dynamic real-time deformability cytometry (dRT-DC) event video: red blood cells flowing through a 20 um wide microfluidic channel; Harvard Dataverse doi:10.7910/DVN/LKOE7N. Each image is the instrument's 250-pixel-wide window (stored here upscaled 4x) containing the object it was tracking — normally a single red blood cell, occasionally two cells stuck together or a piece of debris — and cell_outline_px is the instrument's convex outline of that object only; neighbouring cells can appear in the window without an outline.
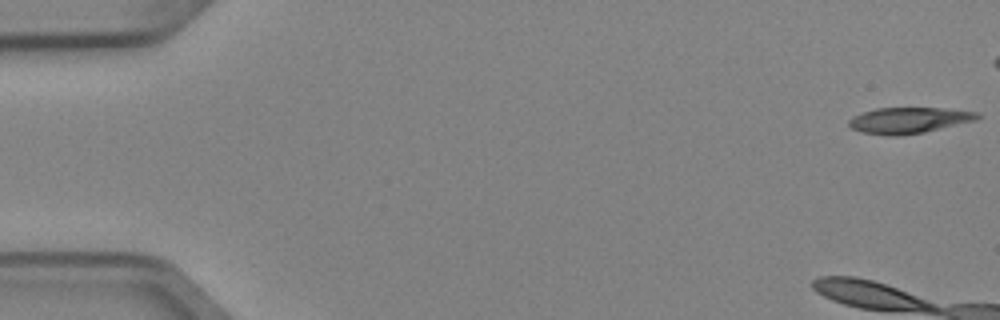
{"species": "Egyptian fruit bat (a non-hibernating species)", "species_latin": "Rousettus aegyptiacus", "temperature_condition": "cold", "stored_images_in_passage": 3, "camera_frame_rate_fps": 3000, "um_per_image_px": 0.085, "animal": {"sex": "female"}, "frame": {"image": 1, "passage_image": 1, "time_ms": 0.0, "image_size_px": [1000, 320], "cell_outline_px": [[980, 116], [976, 120], [924, 132], [896, 136], [888, 136], [860, 132], [852, 128], [848, 124], [848, 120], [852, 116], [876, 108], [940, 108], [976, 112]], "centroid_in_image_um": [77.19, 10.23], "position_along_channel_um": 7.8, "area_um2": 19.31}}